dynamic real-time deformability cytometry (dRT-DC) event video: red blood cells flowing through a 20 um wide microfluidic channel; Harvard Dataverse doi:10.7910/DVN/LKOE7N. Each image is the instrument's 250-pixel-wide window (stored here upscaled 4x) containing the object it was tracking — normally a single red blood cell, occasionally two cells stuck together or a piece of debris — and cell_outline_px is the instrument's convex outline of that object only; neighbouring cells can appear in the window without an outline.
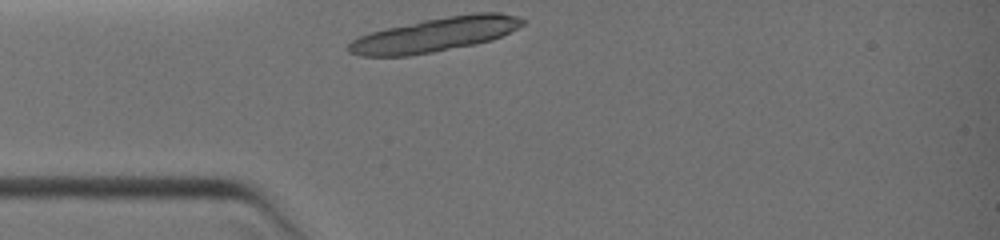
{"species": "common noctule bat (a hibernating species)", "species_latin": "Nyctalus noctula", "temperature_condition": "warm", "stored_images_in_passage": 34, "camera_frame_rate_fps": 3000, "um_per_image_px": 0.085, "animal": {"sex": "female", "body_mass_g": 19.0, "forearm_length_mm": 51.5}, "frame": {"image": 1, "passage_image": 1, "time_ms": 0.0, "image_size_px": [1000, 240], "cell_outline_px": [[528, 20], [524, 24], [492, 40], [476, 44], [432, 52], [408, 56], [360, 56], [348, 52], [344, 48], [352, 40], [360, 36], [372, 32], [388, 28], [424, 20], [472, 12], [500, 12], [516, 16]], "centroid_in_image_um": [36.99, 2.94], "position_along_channel_um": 48.0, "area_um2": 34.51}}